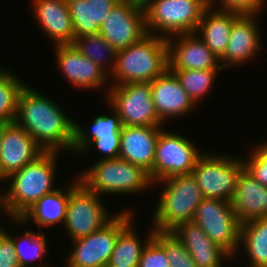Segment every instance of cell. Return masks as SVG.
Instances as JSON below:
<instances>
[{
  "instance_id": "1",
  "label": "cell",
  "mask_w": 267,
  "mask_h": 267,
  "mask_svg": "<svg viewBox=\"0 0 267 267\" xmlns=\"http://www.w3.org/2000/svg\"><path fill=\"white\" fill-rule=\"evenodd\" d=\"M42 94L25 85L19 94L15 122L45 152L72 151L76 120L67 116L56 101Z\"/></svg>"
},
{
  "instance_id": "2",
  "label": "cell",
  "mask_w": 267,
  "mask_h": 267,
  "mask_svg": "<svg viewBox=\"0 0 267 267\" xmlns=\"http://www.w3.org/2000/svg\"><path fill=\"white\" fill-rule=\"evenodd\" d=\"M59 155V152H45L6 178L8 186L0 210L9 219H19L36 201L59 188L54 181Z\"/></svg>"
},
{
  "instance_id": "3",
  "label": "cell",
  "mask_w": 267,
  "mask_h": 267,
  "mask_svg": "<svg viewBox=\"0 0 267 267\" xmlns=\"http://www.w3.org/2000/svg\"><path fill=\"white\" fill-rule=\"evenodd\" d=\"M167 69V39L147 34L139 42L117 52L116 64L109 75L110 83L113 80L111 85L151 82Z\"/></svg>"
},
{
  "instance_id": "4",
  "label": "cell",
  "mask_w": 267,
  "mask_h": 267,
  "mask_svg": "<svg viewBox=\"0 0 267 267\" xmlns=\"http://www.w3.org/2000/svg\"><path fill=\"white\" fill-rule=\"evenodd\" d=\"M163 189L157 199L152 226L156 231H172L179 224L193 221L203 195L192 174L172 176L153 183Z\"/></svg>"
},
{
  "instance_id": "5",
  "label": "cell",
  "mask_w": 267,
  "mask_h": 267,
  "mask_svg": "<svg viewBox=\"0 0 267 267\" xmlns=\"http://www.w3.org/2000/svg\"><path fill=\"white\" fill-rule=\"evenodd\" d=\"M82 171L78 174L80 181L100 197L105 194H140L154 187L148 172L120 157L98 159L90 168Z\"/></svg>"
},
{
  "instance_id": "6",
  "label": "cell",
  "mask_w": 267,
  "mask_h": 267,
  "mask_svg": "<svg viewBox=\"0 0 267 267\" xmlns=\"http://www.w3.org/2000/svg\"><path fill=\"white\" fill-rule=\"evenodd\" d=\"M208 6L209 0H151L144 7L147 34L168 39L195 33Z\"/></svg>"
},
{
  "instance_id": "7",
  "label": "cell",
  "mask_w": 267,
  "mask_h": 267,
  "mask_svg": "<svg viewBox=\"0 0 267 267\" xmlns=\"http://www.w3.org/2000/svg\"><path fill=\"white\" fill-rule=\"evenodd\" d=\"M104 204L102 197L90 191L78 176L70 180V195L63 228L71 241L94 233L115 216Z\"/></svg>"
},
{
  "instance_id": "8",
  "label": "cell",
  "mask_w": 267,
  "mask_h": 267,
  "mask_svg": "<svg viewBox=\"0 0 267 267\" xmlns=\"http://www.w3.org/2000/svg\"><path fill=\"white\" fill-rule=\"evenodd\" d=\"M204 152L197 160L191 174L204 198L232 200L237 179L244 169L239 156Z\"/></svg>"
},
{
  "instance_id": "9",
  "label": "cell",
  "mask_w": 267,
  "mask_h": 267,
  "mask_svg": "<svg viewBox=\"0 0 267 267\" xmlns=\"http://www.w3.org/2000/svg\"><path fill=\"white\" fill-rule=\"evenodd\" d=\"M128 209L115 213L105 226L94 233L71 241L72 250L65 260L66 267H107L119 232L134 220L133 211Z\"/></svg>"
},
{
  "instance_id": "10",
  "label": "cell",
  "mask_w": 267,
  "mask_h": 267,
  "mask_svg": "<svg viewBox=\"0 0 267 267\" xmlns=\"http://www.w3.org/2000/svg\"><path fill=\"white\" fill-rule=\"evenodd\" d=\"M107 104L119 115L123 126H163L151 97L150 82L110 85Z\"/></svg>"
},
{
  "instance_id": "11",
  "label": "cell",
  "mask_w": 267,
  "mask_h": 267,
  "mask_svg": "<svg viewBox=\"0 0 267 267\" xmlns=\"http://www.w3.org/2000/svg\"><path fill=\"white\" fill-rule=\"evenodd\" d=\"M193 222L231 257L236 258L240 238V222L231 203L225 200L203 198Z\"/></svg>"
},
{
  "instance_id": "12",
  "label": "cell",
  "mask_w": 267,
  "mask_h": 267,
  "mask_svg": "<svg viewBox=\"0 0 267 267\" xmlns=\"http://www.w3.org/2000/svg\"><path fill=\"white\" fill-rule=\"evenodd\" d=\"M179 133L163 129L158 136L153 162V183L177 175L191 174L204 151Z\"/></svg>"
},
{
  "instance_id": "13",
  "label": "cell",
  "mask_w": 267,
  "mask_h": 267,
  "mask_svg": "<svg viewBox=\"0 0 267 267\" xmlns=\"http://www.w3.org/2000/svg\"><path fill=\"white\" fill-rule=\"evenodd\" d=\"M99 34L117 51L147 35L145 9L137 4H116L107 14Z\"/></svg>"
},
{
  "instance_id": "14",
  "label": "cell",
  "mask_w": 267,
  "mask_h": 267,
  "mask_svg": "<svg viewBox=\"0 0 267 267\" xmlns=\"http://www.w3.org/2000/svg\"><path fill=\"white\" fill-rule=\"evenodd\" d=\"M57 66L72 87L99 90L107 87L109 75L96 63L82 55L73 44L53 45ZM107 83V84H106Z\"/></svg>"
},
{
  "instance_id": "15",
  "label": "cell",
  "mask_w": 267,
  "mask_h": 267,
  "mask_svg": "<svg viewBox=\"0 0 267 267\" xmlns=\"http://www.w3.org/2000/svg\"><path fill=\"white\" fill-rule=\"evenodd\" d=\"M169 70L223 69L219 58L196 34H179L167 39Z\"/></svg>"
},
{
  "instance_id": "16",
  "label": "cell",
  "mask_w": 267,
  "mask_h": 267,
  "mask_svg": "<svg viewBox=\"0 0 267 267\" xmlns=\"http://www.w3.org/2000/svg\"><path fill=\"white\" fill-rule=\"evenodd\" d=\"M258 15H240L232 24L224 55L219 59L222 68L241 66L258 55L262 47ZM222 62V63H221Z\"/></svg>"
},
{
  "instance_id": "17",
  "label": "cell",
  "mask_w": 267,
  "mask_h": 267,
  "mask_svg": "<svg viewBox=\"0 0 267 267\" xmlns=\"http://www.w3.org/2000/svg\"><path fill=\"white\" fill-rule=\"evenodd\" d=\"M150 87L156 114L164 125L170 118L185 117L197 107L169 69L151 81Z\"/></svg>"
},
{
  "instance_id": "18",
  "label": "cell",
  "mask_w": 267,
  "mask_h": 267,
  "mask_svg": "<svg viewBox=\"0 0 267 267\" xmlns=\"http://www.w3.org/2000/svg\"><path fill=\"white\" fill-rule=\"evenodd\" d=\"M44 153L43 148L21 126L9 122L1 142L0 171L7 178Z\"/></svg>"
},
{
  "instance_id": "19",
  "label": "cell",
  "mask_w": 267,
  "mask_h": 267,
  "mask_svg": "<svg viewBox=\"0 0 267 267\" xmlns=\"http://www.w3.org/2000/svg\"><path fill=\"white\" fill-rule=\"evenodd\" d=\"M163 126H122L119 157L148 172L153 183V162Z\"/></svg>"
},
{
  "instance_id": "20",
  "label": "cell",
  "mask_w": 267,
  "mask_h": 267,
  "mask_svg": "<svg viewBox=\"0 0 267 267\" xmlns=\"http://www.w3.org/2000/svg\"><path fill=\"white\" fill-rule=\"evenodd\" d=\"M31 3L36 23L54 45L73 44L75 34L66 0H31Z\"/></svg>"
},
{
  "instance_id": "21",
  "label": "cell",
  "mask_w": 267,
  "mask_h": 267,
  "mask_svg": "<svg viewBox=\"0 0 267 267\" xmlns=\"http://www.w3.org/2000/svg\"><path fill=\"white\" fill-rule=\"evenodd\" d=\"M171 232L187 248L198 267H223L225 261L233 259L193 221L181 223Z\"/></svg>"
},
{
  "instance_id": "22",
  "label": "cell",
  "mask_w": 267,
  "mask_h": 267,
  "mask_svg": "<svg viewBox=\"0 0 267 267\" xmlns=\"http://www.w3.org/2000/svg\"><path fill=\"white\" fill-rule=\"evenodd\" d=\"M230 203L240 224L267 218V187L243 169Z\"/></svg>"
},
{
  "instance_id": "23",
  "label": "cell",
  "mask_w": 267,
  "mask_h": 267,
  "mask_svg": "<svg viewBox=\"0 0 267 267\" xmlns=\"http://www.w3.org/2000/svg\"><path fill=\"white\" fill-rule=\"evenodd\" d=\"M67 185L64 188L59 187L55 191L44 195L19 219H11L12 222L15 225L18 223V226L22 225L24 227L33 221L38 226L37 229L39 231H44V228L52 227L56 224L58 226V223L64 225L70 195V181Z\"/></svg>"
},
{
  "instance_id": "24",
  "label": "cell",
  "mask_w": 267,
  "mask_h": 267,
  "mask_svg": "<svg viewBox=\"0 0 267 267\" xmlns=\"http://www.w3.org/2000/svg\"><path fill=\"white\" fill-rule=\"evenodd\" d=\"M240 15L208 6L203 12L196 34L219 59L224 55L233 22Z\"/></svg>"
},
{
  "instance_id": "25",
  "label": "cell",
  "mask_w": 267,
  "mask_h": 267,
  "mask_svg": "<svg viewBox=\"0 0 267 267\" xmlns=\"http://www.w3.org/2000/svg\"><path fill=\"white\" fill-rule=\"evenodd\" d=\"M75 38L98 34L107 14L116 5L113 0H66Z\"/></svg>"
},
{
  "instance_id": "26",
  "label": "cell",
  "mask_w": 267,
  "mask_h": 267,
  "mask_svg": "<svg viewBox=\"0 0 267 267\" xmlns=\"http://www.w3.org/2000/svg\"><path fill=\"white\" fill-rule=\"evenodd\" d=\"M132 226H134V222L131 220L119 232L107 267H138L142 252L154 237L156 230L151 227L147 232V238L143 239L141 243V238Z\"/></svg>"
},
{
  "instance_id": "27",
  "label": "cell",
  "mask_w": 267,
  "mask_h": 267,
  "mask_svg": "<svg viewBox=\"0 0 267 267\" xmlns=\"http://www.w3.org/2000/svg\"><path fill=\"white\" fill-rule=\"evenodd\" d=\"M241 248L247 252L250 261L246 267H267V218L254 219L240 225L238 254L243 250Z\"/></svg>"
},
{
  "instance_id": "28",
  "label": "cell",
  "mask_w": 267,
  "mask_h": 267,
  "mask_svg": "<svg viewBox=\"0 0 267 267\" xmlns=\"http://www.w3.org/2000/svg\"><path fill=\"white\" fill-rule=\"evenodd\" d=\"M111 113L97 115L90 126V130L75 122V142L72 152L81 155L95 140L106 137H120L122 122L119 115L110 107Z\"/></svg>"
},
{
  "instance_id": "29",
  "label": "cell",
  "mask_w": 267,
  "mask_h": 267,
  "mask_svg": "<svg viewBox=\"0 0 267 267\" xmlns=\"http://www.w3.org/2000/svg\"><path fill=\"white\" fill-rule=\"evenodd\" d=\"M73 45L108 75L111 74L116 64L118 51L103 36L98 33L77 37Z\"/></svg>"
},
{
  "instance_id": "30",
  "label": "cell",
  "mask_w": 267,
  "mask_h": 267,
  "mask_svg": "<svg viewBox=\"0 0 267 267\" xmlns=\"http://www.w3.org/2000/svg\"><path fill=\"white\" fill-rule=\"evenodd\" d=\"M9 230L4 232L13 240L20 267H32L31 263L43 260L50 250L47 246L46 232L25 230L23 234L12 235Z\"/></svg>"
},
{
  "instance_id": "31",
  "label": "cell",
  "mask_w": 267,
  "mask_h": 267,
  "mask_svg": "<svg viewBox=\"0 0 267 267\" xmlns=\"http://www.w3.org/2000/svg\"><path fill=\"white\" fill-rule=\"evenodd\" d=\"M11 69L0 67V120L15 122L18 98L26 83Z\"/></svg>"
},
{
  "instance_id": "32",
  "label": "cell",
  "mask_w": 267,
  "mask_h": 267,
  "mask_svg": "<svg viewBox=\"0 0 267 267\" xmlns=\"http://www.w3.org/2000/svg\"><path fill=\"white\" fill-rule=\"evenodd\" d=\"M221 70L223 69L170 71L176 75L188 96L198 106V102L211 92L216 76Z\"/></svg>"
},
{
  "instance_id": "33",
  "label": "cell",
  "mask_w": 267,
  "mask_h": 267,
  "mask_svg": "<svg viewBox=\"0 0 267 267\" xmlns=\"http://www.w3.org/2000/svg\"><path fill=\"white\" fill-rule=\"evenodd\" d=\"M153 238L164 248L170 267H198L187 248L171 231H155Z\"/></svg>"
},
{
  "instance_id": "34",
  "label": "cell",
  "mask_w": 267,
  "mask_h": 267,
  "mask_svg": "<svg viewBox=\"0 0 267 267\" xmlns=\"http://www.w3.org/2000/svg\"><path fill=\"white\" fill-rule=\"evenodd\" d=\"M267 1V0H266ZM265 0H209V5L239 15H258L267 4ZM219 7V8H218Z\"/></svg>"
},
{
  "instance_id": "35",
  "label": "cell",
  "mask_w": 267,
  "mask_h": 267,
  "mask_svg": "<svg viewBox=\"0 0 267 267\" xmlns=\"http://www.w3.org/2000/svg\"><path fill=\"white\" fill-rule=\"evenodd\" d=\"M138 267H170L164 248L154 238L144 248Z\"/></svg>"
},
{
  "instance_id": "36",
  "label": "cell",
  "mask_w": 267,
  "mask_h": 267,
  "mask_svg": "<svg viewBox=\"0 0 267 267\" xmlns=\"http://www.w3.org/2000/svg\"><path fill=\"white\" fill-rule=\"evenodd\" d=\"M252 150L247 160L242 159L244 169L260 184L267 187V162L254 149Z\"/></svg>"
},
{
  "instance_id": "37",
  "label": "cell",
  "mask_w": 267,
  "mask_h": 267,
  "mask_svg": "<svg viewBox=\"0 0 267 267\" xmlns=\"http://www.w3.org/2000/svg\"><path fill=\"white\" fill-rule=\"evenodd\" d=\"M93 150L99 151V153L104 155L100 159L118 158L120 150V137H106L97 139L81 154V156L89 153V151L91 153Z\"/></svg>"
},
{
  "instance_id": "38",
  "label": "cell",
  "mask_w": 267,
  "mask_h": 267,
  "mask_svg": "<svg viewBox=\"0 0 267 267\" xmlns=\"http://www.w3.org/2000/svg\"><path fill=\"white\" fill-rule=\"evenodd\" d=\"M0 267H20L13 240L4 231L0 234Z\"/></svg>"
},
{
  "instance_id": "39",
  "label": "cell",
  "mask_w": 267,
  "mask_h": 267,
  "mask_svg": "<svg viewBox=\"0 0 267 267\" xmlns=\"http://www.w3.org/2000/svg\"><path fill=\"white\" fill-rule=\"evenodd\" d=\"M253 148L267 162V141Z\"/></svg>"
},
{
  "instance_id": "40",
  "label": "cell",
  "mask_w": 267,
  "mask_h": 267,
  "mask_svg": "<svg viewBox=\"0 0 267 267\" xmlns=\"http://www.w3.org/2000/svg\"><path fill=\"white\" fill-rule=\"evenodd\" d=\"M8 124V122L0 120V149H1V142L3 138V133L5 131V127Z\"/></svg>"
},
{
  "instance_id": "41",
  "label": "cell",
  "mask_w": 267,
  "mask_h": 267,
  "mask_svg": "<svg viewBox=\"0 0 267 267\" xmlns=\"http://www.w3.org/2000/svg\"><path fill=\"white\" fill-rule=\"evenodd\" d=\"M151 0H131V4H137L145 7Z\"/></svg>"
},
{
  "instance_id": "42",
  "label": "cell",
  "mask_w": 267,
  "mask_h": 267,
  "mask_svg": "<svg viewBox=\"0 0 267 267\" xmlns=\"http://www.w3.org/2000/svg\"><path fill=\"white\" fill-rule=\"evenodd\" d=\"M2 181H5V183H6V177L0 171V184L3 183ZM4 197H5V191H4V193L0 192V204L3 201Z\"/></svg>"
},
{
  "instance_id": "43",
  "label": "cell",
  "mask_w": 267,
  "mask_h": 267,
  "mask_svg": "<svg viewBox=\"0 0 267 267\" xmlns=\"http://www.w3.org/2000/svg\"><path fill=\"white\" fill-rule=\"evenodd\" d=\"M116 4H131V0H113Z\"/></svg>"
},
{
  "instance_id": "44",
  "label": "cell",
  "mask_w": 267,
  "mask_h": 267,
  "mask_svg": "<svg viewBox=\"0 0 267 267\" xmlns=\"http://www.w3.org/2000/svg\"><path fill=\"white\" fill-rule=\"evenodd\" d=\"M40 262V264L38 265V263L35 265L36 267H54L53 265H49L48 266V264H45V265H43V264H41V261H39ZM34 265H32V267H35Z\"/></svg>"
},
{
  "instance_id": "45",
  "label": "cell",
  "mask_w": 267,
  "mask_h": 267,
  "mask_svg": "<svg viewBox=\"0 0 267 267\" xmlns=\"http://www.w3.org/2000/svg\"><path fill=\"white\" fill-rule=\"evenodd\" d=\"M4 226L2 225H0V234L4 231V228H3Z\"/></svg>"
}]
</instances>
